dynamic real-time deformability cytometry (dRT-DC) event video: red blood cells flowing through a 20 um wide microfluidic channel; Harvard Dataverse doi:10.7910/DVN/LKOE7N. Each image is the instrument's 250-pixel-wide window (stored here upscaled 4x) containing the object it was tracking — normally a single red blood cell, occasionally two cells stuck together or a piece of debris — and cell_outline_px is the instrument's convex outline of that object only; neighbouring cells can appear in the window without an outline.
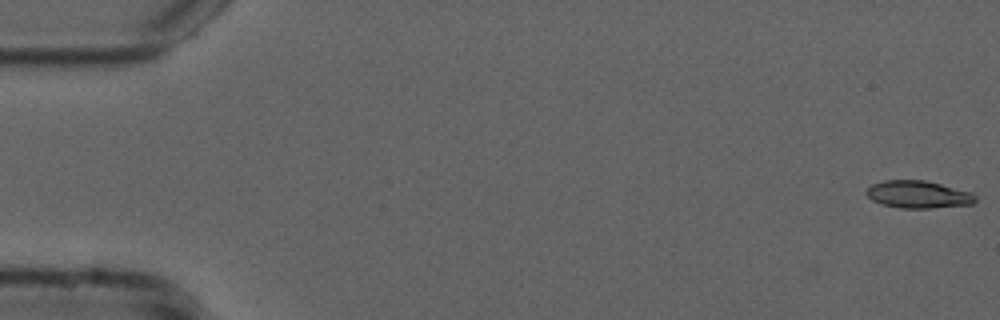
{"species": "common noctule bat (a hibernating species)", "species_latin": "Nyctalus noctula", "temperature_condition": "cold", "stored_images_in_passage": 54, "camera_frame_rate_fps": 3000, "um_per_image_px": 0.085, "animal": {"sex": "male", "forearm_length_mm": 52.5}, "frame": {"image": 1, "passage_image": 1, "time_ms": 0.0, "image_size_px": [1000, 320], "cell_outline_px": [[976, 200], [972, 204], [932, 208], [900, 208], [880, 204], [872, 200], [864, 192], [872, 184], [884, 180], [924, 180], [972, 192], [976, 196]], "centroid_in_image_um": [78.03, 16.53], "position_along_channel_um": 7.0, "area_um2": 17.46}}
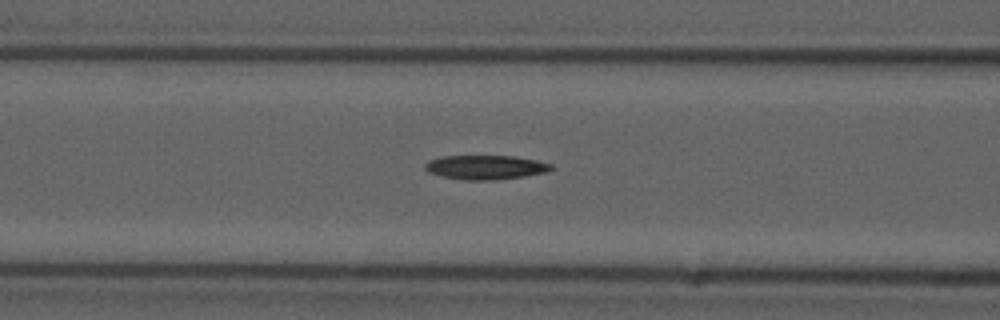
{"frame": {"image": 2, "passage_image": 22, "time_ms": 7.0, "image_size_px": [1000, 320], "cell_outline_px": [[556, 168], [548, 172], [524, 176], [496, 180], [464, 180], [440, 176], [428, 172], [424, 168], [424, 164], [440, 156], [516, 156], [536, 160], [552, 164]], "centroid_in_image_um": [41.31, 14.22], "position_along_channel_um": 125.3, "area_um2": 17.98}}
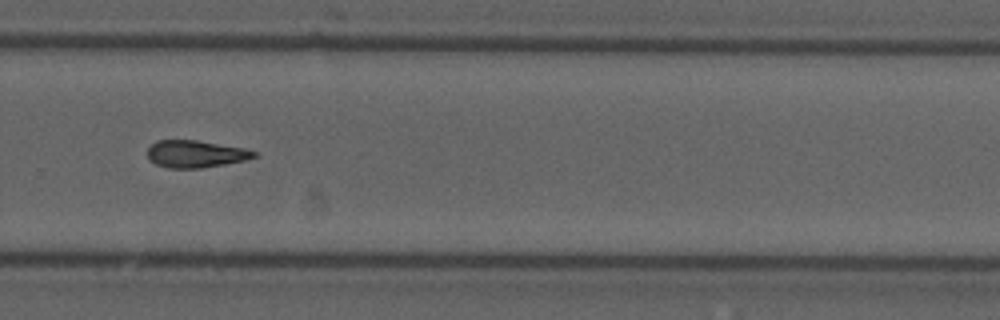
{"frame": {"image": 3, "passage_image": 37, "time_ms": 12.0, "image_size_px": [1000, 320], "cell_outline_px": [[260, 156], [244, 160], [224, 164], [200, 168], [168, 168], [156, 164], [148, 160], [148, 148], [156, 140], [196, 140], [244, 148], [256, 152]], "centroid_in_image_um": [16.61, 13.08], "position_along_channel_um": 313.2, "area_um2": 16.88}}